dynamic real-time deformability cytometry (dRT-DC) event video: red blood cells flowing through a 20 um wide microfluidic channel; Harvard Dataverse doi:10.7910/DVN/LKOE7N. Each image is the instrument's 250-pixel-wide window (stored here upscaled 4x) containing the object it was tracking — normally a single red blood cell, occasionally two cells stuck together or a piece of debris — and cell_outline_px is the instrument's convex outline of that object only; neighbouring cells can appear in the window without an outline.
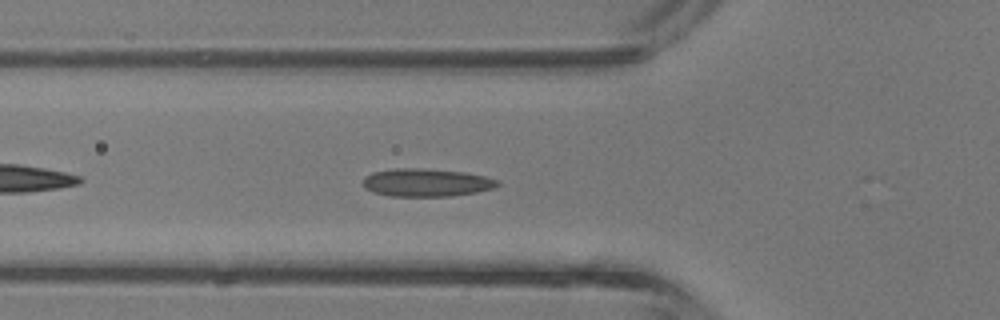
{"species": "common noctule bat (a hibernating species)", "species_latin": "Nyctalus noctula", "temperature_condition": "room temperature", "stored_images_in_passage": 11, "camera_frame_rate_fps": 3000, "um_per_image_px": 0.085, "animal": {"sex": "male", "body_mass_g": 13.3}, "frame": {"image": 1, "passage_image": 5, "time_ms": 1.333, "image_size_px": [1000, 320], "cell_outline_px": [[500, 184], [492, 188], [476, 192], [452, 196], [388, 196], [372, 192], [364, 188], [364, 176], [372, 172], [396, 168], [424, 168], [468, 172], [500, 180]], "centroid_in_image_um": [36.24, 15.51], "position_along_channel_um": 89.6, "area_um2": 22.14}}
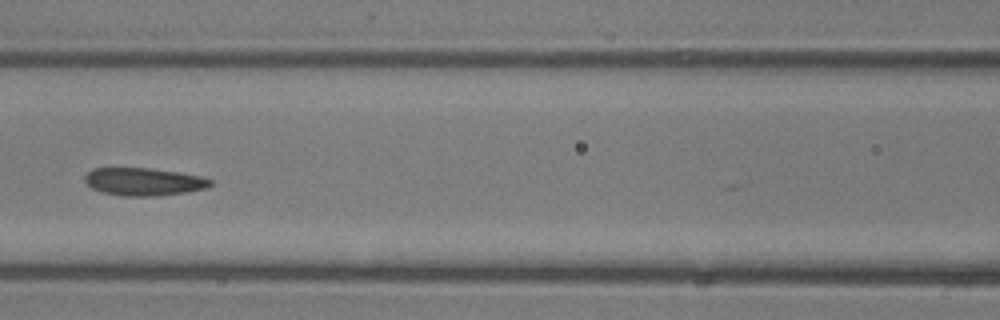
{"frame": {"image": 2, "passage_image": 9, "time_ms": 2.667, "image_size_px": [1000, 320], "cell_outline_px": [[212, 184], [208, 188], [184, 192], [152, 196], [124, 196], [100, 192], [92, 188], [84, 180], [84, 176], [92, 168], [148, 168], [180, 172], [200, 176], [212, 180]], "centroid_in_image_um": [12.2, 15.44], "position_along_channel_um": 154.4, "area_um2": 20.29}}